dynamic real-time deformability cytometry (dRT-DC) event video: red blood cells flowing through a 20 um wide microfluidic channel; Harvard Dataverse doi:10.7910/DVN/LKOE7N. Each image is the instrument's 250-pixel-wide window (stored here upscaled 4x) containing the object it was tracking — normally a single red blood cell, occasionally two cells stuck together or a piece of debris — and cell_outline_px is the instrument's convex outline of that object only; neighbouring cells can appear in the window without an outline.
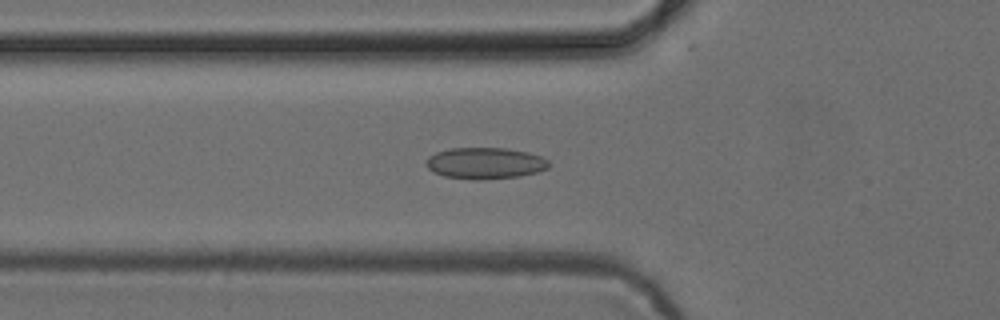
{"species": "common noctule bat (a hibernating species)", "species_latin": "Nyctalus noctula", "temperature_condition": "cold", "stored_images_in_passage": 45, "camera_frame_rate_fps": 3000, "um_per_image_px": 0.085, "animal": {"sex": "female", "body_mass_g": 24.6, "forearm_length_mm": 56.2}, "frame": {"image": 1, "passage_image": 11, "time_ms": 3.333, "image_size_px": [1000, 320], "cell_outline_px": [[548, 168], [536, 172], [520, 176], [484, 180], [476, 180], [444, 176], [432, 172], [424, 164], [428, 156], [436, 152], [448, 148], [504, 148], [528, 152], [540, 156], [548, 160]], "centroid_in_image_um": [41.19, 13.87], "position_along_channel_um": 84.6, "area_um2": 22.6}}
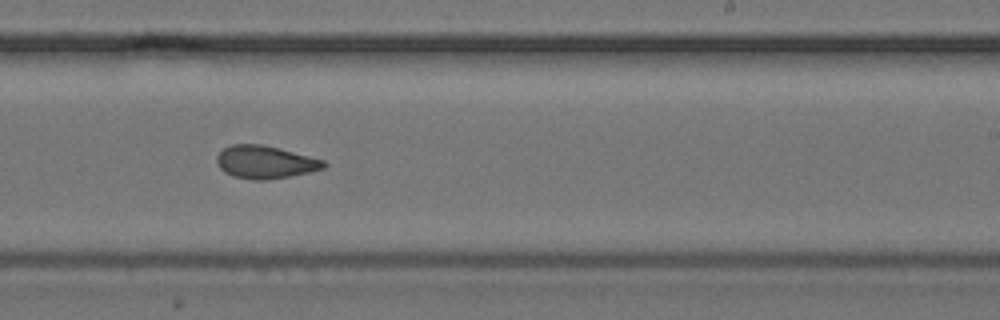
{"frame": {"image": 2, "passage_image": 25, "time_ms": 8.0, "image_size_px": [1000, 320], "cell_outline_px": [[328, 164], [324, 168], [308, 172], [288, 176], [264, 180], [256, 180], [232, 176], [224, 172], [220, 168], [216, 160], [216, 156], [224, 148], [232, 144], [260, 144], [324, 160]], "centroid_in_image_um": [22.5, 13.78], "position_along_channel_um": 266.5, "area_um2": 20.11}}
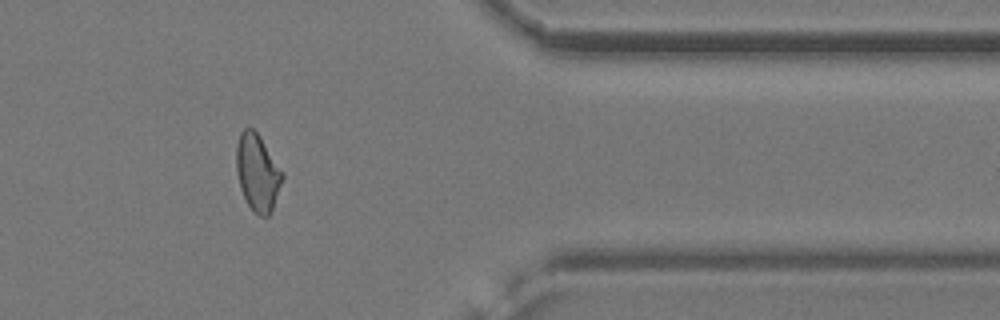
{"frame": {"image": 3, "passage_image": 36, "time_ms": 11.667, "image_size_px": [1000, 320], "cell_outline_px": [[284, 176], [272, 208], [268, 216], [260, 216], [248, 204], [240, 188], [236, 172], [236, 144], [240, 132], [244, 128], [252, 128], [260, 136], [284, 172]], "centroid_in_image_um": [21.88, 14.62], "position_along_channel_um": 389.5, "area_um2": 20.52}, "authors_computed_cell_mechanics": {"area_um2": 20.4612, "velocity_mm_per_s": 3.8842, "shape_relaxation_time_tau1_ms": null, "shape_relaxation_time_tau2_ms": 2.6406, "deformation_change_tau1": null, "deformation_change_tau2": 0.0838}}